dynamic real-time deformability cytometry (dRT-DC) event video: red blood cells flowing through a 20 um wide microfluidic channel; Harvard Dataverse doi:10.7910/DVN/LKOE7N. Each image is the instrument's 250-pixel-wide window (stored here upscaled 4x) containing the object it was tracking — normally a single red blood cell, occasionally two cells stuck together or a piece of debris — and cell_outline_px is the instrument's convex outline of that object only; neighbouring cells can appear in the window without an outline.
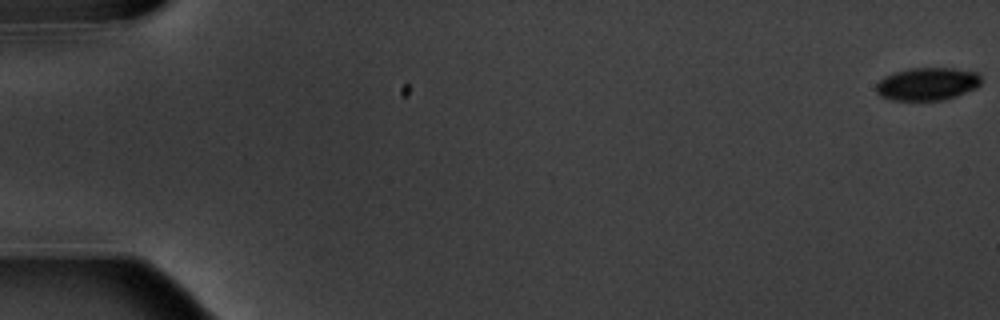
{"species": "common noctule bat (a hibernating species)", "species_latin": "Nyctalus noctula", "temperature_condition": "warm", "stored_images_in_passage": 6, "camera_frame_rate_fps": 3000, "um_per_image_px": 0.085, "animal": {"sex": "male", "body_mass_g": 20.1, "forearm_length_mm": 53.5}, "frame": {"image": 1, "passage_image": 1, "time_ms": 0.0, "image_size_px": [1000, 320], "cell_outline_px": [[980, 84], [976, 88], [956, 96], [944, 100], [892, 100], [880, 96], [876, 92], [876, 84], [884, 76], [892, 72], [908, 68], [952, 68], [976, 72], [980, 76]], "centroid_in_image_um": [78.79, 7.13], "position_along_channel_um": 6.2, "area_um2": 20.17}}
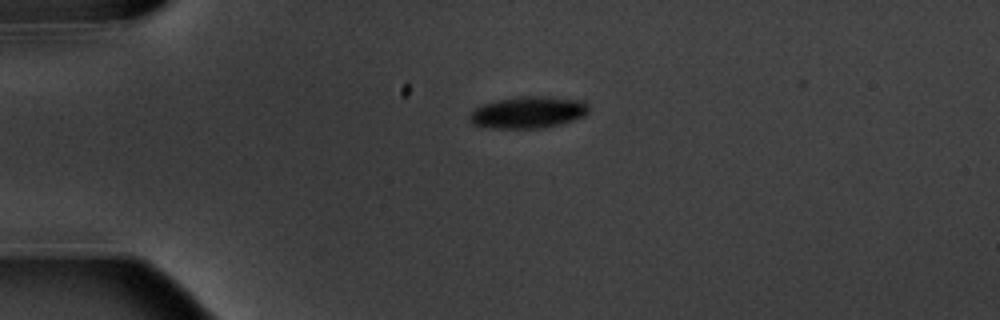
{"frame": {"image": 2, "passage_image": 5, "time_ms": 4.667, "image_size_px": [1000, 320], "cell_outline_px": [[588, 112], [584, 116], [560, 124], [544, 128], [492, 128], [472, 124], [468, 120], [468, 116], [480, 104], [496, 100], [516, 96], [548, 96], [584, 100], [588, 104]], "centroid_in_image_um": [44.88, 9.53], "position_along_channel_um": 40.1, "area_um2": 22.37}}